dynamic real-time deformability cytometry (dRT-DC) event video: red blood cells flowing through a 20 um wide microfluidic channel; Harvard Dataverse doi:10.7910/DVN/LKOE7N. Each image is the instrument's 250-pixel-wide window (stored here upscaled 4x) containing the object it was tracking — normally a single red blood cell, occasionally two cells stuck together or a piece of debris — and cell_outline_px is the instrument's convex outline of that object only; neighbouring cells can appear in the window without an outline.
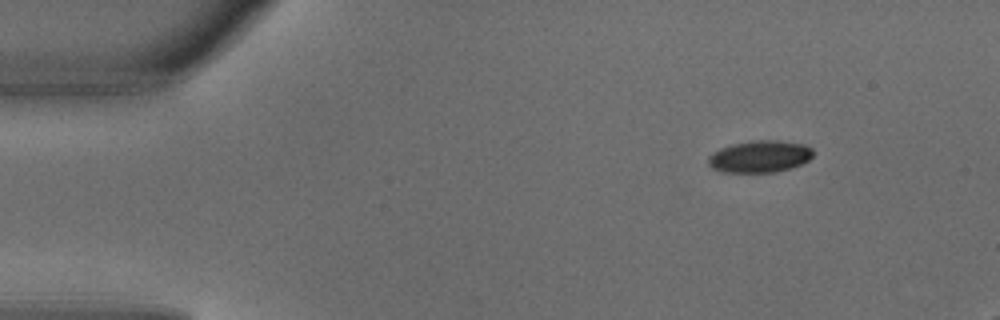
{"species": "common noctule bat (a hibernating species)", "species_latin": "Nyctalus noctula", "temperature_condition": "warm", "stored_images_in_passage": 4, "camera_frame_rate_fps": 3000, "um_per_image_px": 0.085, "animal": {"sex": "male", "body_mass_g": 18.8}, "frame": {"image": 1, "passage_image": 1, "time_ms": 0.0, "image_size_px": [1000, 320], "cell_outline_px": [[812, 156], [808, 160], [792, 168], [776, 172], [720, 172], [712, 168], [708, 164], [708, 156], [712, 152], [720, 148], [732, 144], [752, 140], [776, 140], [804, 144], [812, 148]], "centroid_in_image_um": [64.55, 13.3], "position_along_channel_um": 20.4, "area_um2": 19.65}}
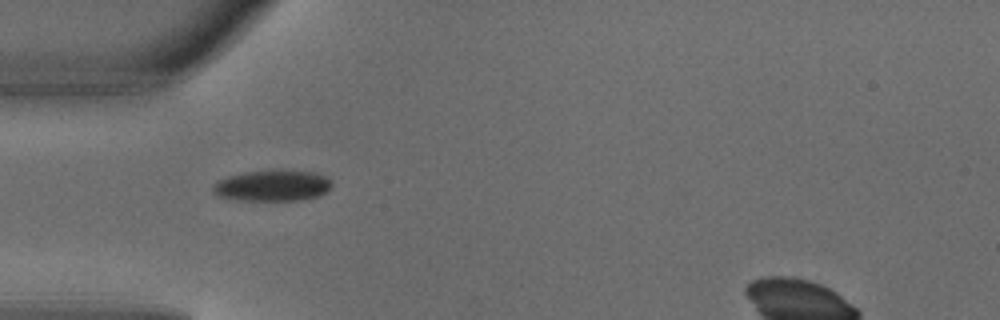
{"frame": {"image": 2, "passage_image": 3, "time_ms": 0.667, "image_size_px": [1000, 320], "cell_outline_px": [[332, 184], [320, 196], [300, 200], [236, 200], [220, 196], [212, 188], [212, 184], [216, 180], [244, 172], [312, 172], [324, 176]], "centroid_in_image_um": [23.11, 15.81], "position_along_channel_um": 61.9, "area_um2": 20.69}}
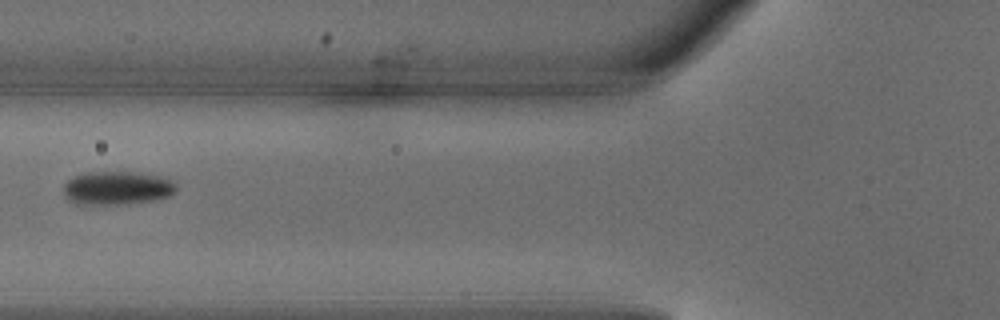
{"frame": {"image": 3, "passage_image": 4, "time_ms": 1.0, "image_size_px": [1000, 320], "cell_outline_px": [[176, 188], [168, 196], [156, 200], [124, 204], [76, 204], [68, 200], [64, 196], [64, 184], [68, 180], [76, 176], [88, 172], [132, 172], [160, 176], [172, 180], [176, 184]], "centroid_in_image_um": [9.94, 15.99], "position_along_channel_um": 115.9, "area_um2": 21.91}}